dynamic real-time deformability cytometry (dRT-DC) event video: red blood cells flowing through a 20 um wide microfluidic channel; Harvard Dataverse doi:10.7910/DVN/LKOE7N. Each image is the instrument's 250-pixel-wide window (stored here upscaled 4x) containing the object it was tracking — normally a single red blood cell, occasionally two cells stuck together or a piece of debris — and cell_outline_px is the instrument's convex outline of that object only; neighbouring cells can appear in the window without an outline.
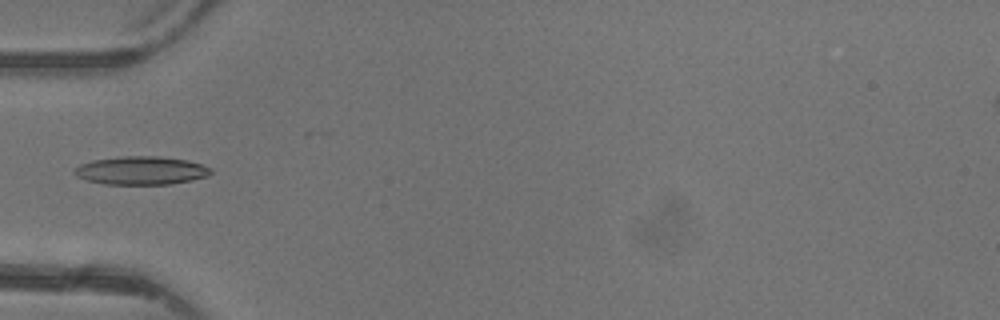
{"species": "common noctule bat (a hibernating species)", "species_latin": "Nyctalus noctula", "temperature_condition": "warm", "stored_images_in_passage": 4, "camera_frame_rate_fps": 3000, "um_per_image_px": 0.085, "animal": {"sex": "female"}, "frame": {"image": 1, "passage_image": 4, "time_ms": 3.333, "image_size_px": [1000, 320], "cell_outline_px": [[212, 172], [208, 176], [192, 180], [172, 184], [104, 184], [88, 180], [76, 176], [72, 172], [72, 168], [80, 164], [92, 160], [120, 156], [160, 156], [188, 160], [212, 168]], "centroid_in_image_um": [11.98, 14.49], "position_along_channel_um": 73.0, "area_um2": 22.72}}